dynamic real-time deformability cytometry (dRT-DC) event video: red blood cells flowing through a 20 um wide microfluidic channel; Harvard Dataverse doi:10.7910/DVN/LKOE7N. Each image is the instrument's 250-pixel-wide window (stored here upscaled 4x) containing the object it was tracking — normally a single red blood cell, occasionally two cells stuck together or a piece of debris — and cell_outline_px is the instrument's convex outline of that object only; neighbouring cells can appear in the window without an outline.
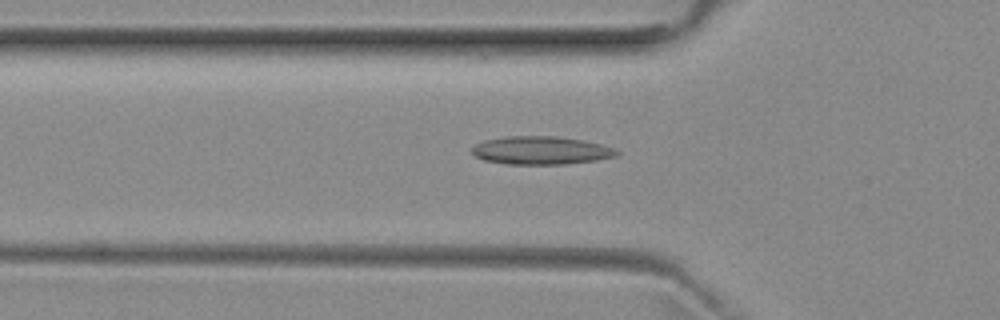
{"species": "common noctule bat (a hibernating species)", "species_latin": "Nyctalus noctula", "temperature_condition": "room temperature", "stored_images_in_passage": 46, "camera_frame_rate_fps": 3000, "um_per_image_px": 0.085, "animal": {"sex": "female", "body_mass_g": 29.2, "forearm_length_mm": 56.3}, "frame": {"image": 1, "passage_image": 17, "time_ms": 5.333, "image_size_px": [1000, 320], "cell_outline_px": [[620, 152], [616, 156], [596, 160], [564, 164], [504, 164], [484, 160], [476, 156], [472, 152], [472, 148], [476, 144], [484, 140], [504, 136], [556, 136], [580, 140], [600, 144], [612, 148]], "centroid_in_image_um": [45.94, 12.78], "position_along_channel_um": 79.9, "area_um2": 23.58}}
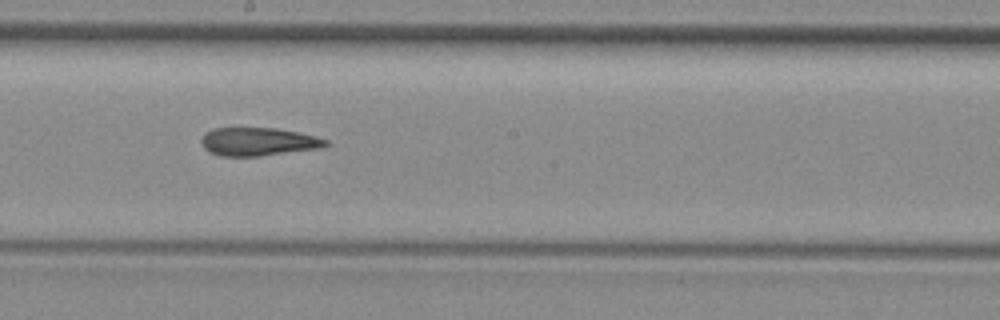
{"frame": {"image": 2, "passage_image": 28, "time_ms": 9.0, "image_size_px": [1000, 320], "cell_outline_px": [[328, 144], [320, 148], [260, 156], [220, 156], [208, 152], [204, 148], [200, 140], [204, 132], [212, 128], [276, 128], [300, 132], [316, 136], [328, 140]], "centroid_in_image_um": [21.92, 12.04], "position_along_channel_um": 226.3, "area_um2": 20.63}}
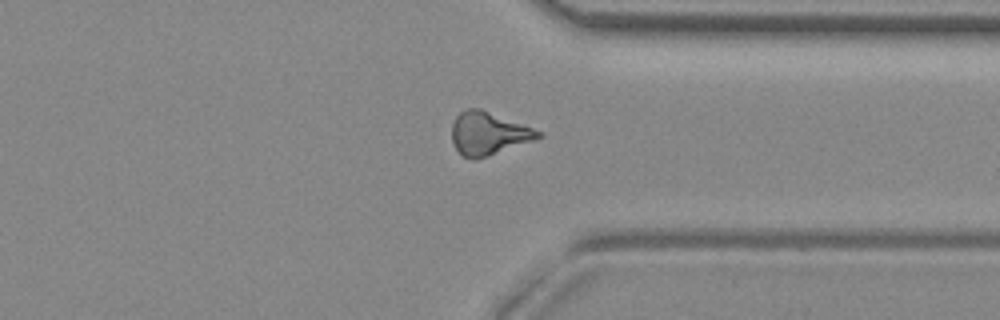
{"frame": {"image": 3, "passage_image": 39, "time_ms": 12.667, "image_size_px": [1000, 320], "cell_outline_px": [[544, 136], [536, 140], [476, 160], [464, 156], [452, 144], [452, 124], [456, 116], [460, 112], [468, 108], [480, 108], [532, 128], [540, 132]], "centroid_in_image_um": [41.51, 11.35], "position_along_channel_um": 369.9, "area_um2": 21.5}, "authors_computed_cell_mechanics": {"area_um2": 21.1837, "velocity_mm_per_s": 3.9728, "shape_relaxation_time_tau1_ms": null, "shape_relaxation_time_tau2_ms": 2.5883, "deformation_change_tau1": null, "deformation_change_tau2": 0.1101}}